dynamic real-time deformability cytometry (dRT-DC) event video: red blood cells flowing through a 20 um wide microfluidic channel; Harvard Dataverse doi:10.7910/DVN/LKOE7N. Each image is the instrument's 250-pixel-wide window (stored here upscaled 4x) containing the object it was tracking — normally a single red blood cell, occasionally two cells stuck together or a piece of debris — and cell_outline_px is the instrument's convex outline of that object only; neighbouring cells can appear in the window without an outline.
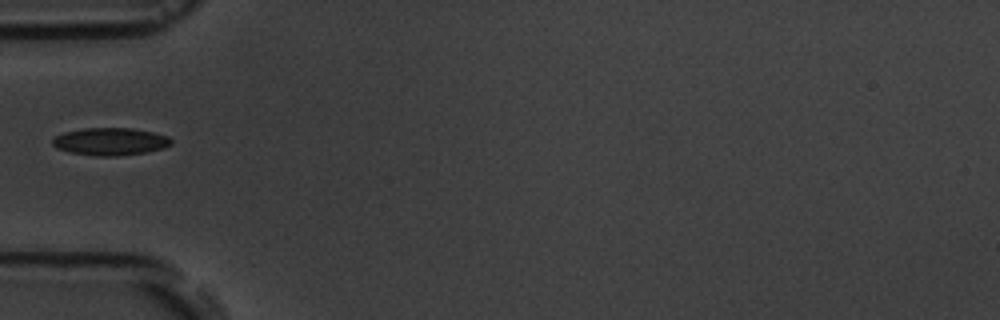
{"species": "common noctule bat (a hibernating species)", "species_latin": "Nyctalus noctula", "temperature_condition": "room temperature", "stored_images_in_passage": 10, "camera_frame_rate_fps": 3000, "um_per_image_px": 0.085, "animal": {"sex": "male", "body_mass_g": 19.5, "forearm_length_mm": 54.6}, "frame": {"image": 1, "passage_image": 6, "time_ms": 6.0, "image_size_px": [1000, 320], "cell_outline_px": [[172, 144], [164, 148], [148, 152], [116, 156], [92, 156], [68, 152], [56, 148], [52, 144], [52, 140], [56, 136], [64, 132], [84, 128], [132, 128], [152, 132], [168, 136], [172, 140]], "centroid_in_image_um": [9.37, 12.04], "position_along_channel_um": 75.6, "area_um2": 19.19}}
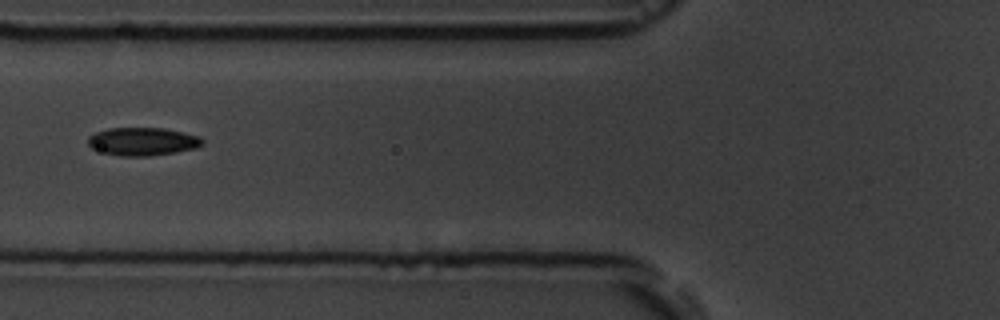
{"frame": {"image": 2, "passage_image": 7, "time_ms": 7.0, "image_size_px": [1000, 320], "cell_outline_px": [[204, 144], [196, 148], [176, 152], [148, 156], [120, 156], [104, 152], [92, 148], [88, 144], [88, 136], [96, 132], [108, 128], [164, 128], [200, 136], [204, 140]], "centroid_in_image_um": [12.14, 12.02], "position_along_channel_um": 113.7, "area_um2": 18.73}}
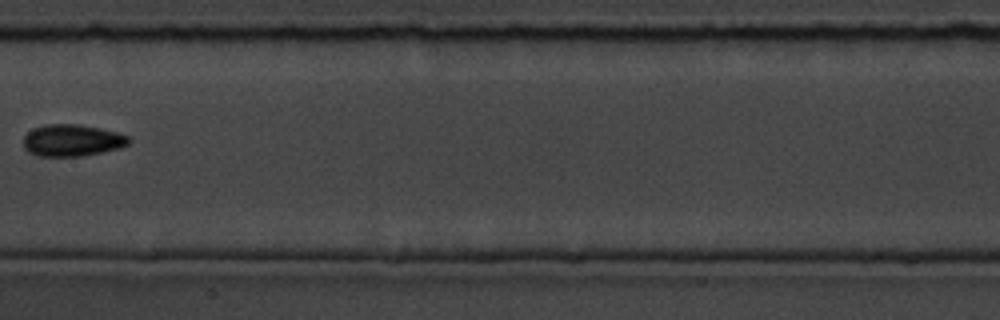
{"frame": {"image": 3, "passage_image": 9, "time_ms": 9.333, "image_size_px": [1000, 320], "cell_outline_px": [[132, 140], [128, 144], [120, 148], [80, 156], [40, 156], [28, 152], [24, 148], [24, 136], [32, 128], [48, 124], [76, 124], [100, 128], [116, 132], [128, 136]], "centroid_in_image_um": [6.12, 11.93], "position_along_channel_um": 201.3, "area_um2": 19.48}}